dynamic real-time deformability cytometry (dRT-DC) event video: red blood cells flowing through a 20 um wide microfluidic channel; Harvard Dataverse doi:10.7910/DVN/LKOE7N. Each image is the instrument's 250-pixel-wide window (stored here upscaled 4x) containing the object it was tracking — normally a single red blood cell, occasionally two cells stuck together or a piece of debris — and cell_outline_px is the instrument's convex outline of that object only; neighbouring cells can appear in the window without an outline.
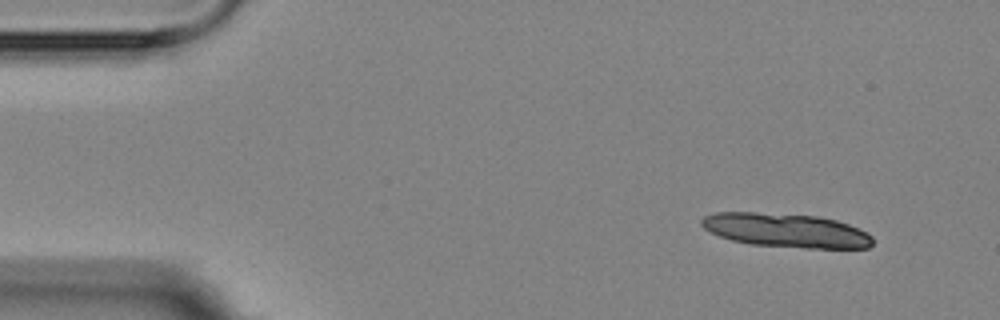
{"species": "Egyptian fruit bat (a non-hibernating species)", "species_latin": "Rousettus aegyptiacus", "temperature_condition": "room temperature", "stored_images_in_passage": 5, "segment_of_instrument_passage": [1, 2], "camera_frame_rate_fps": 3000, "um_per_image_px": 0.085, "animal": {"sex": "female"}, "frame": {"image": 1, "passage_image": 1, "time_ms": 0.0, "image_size_px": [1000, 320], "cell_outline_px": [[872, 244], [868, 248], [804, 248], [752, 244], [732, 240], [720, 236], [704, 228], [700, 224], [700, 220], [704, 216], [712, 212], [756, 212], [820, 216], [836, 220], [860, 228], [868, 232], [872, 236]], "centroid_in_image_um": [66.83, 19.57], "position_along_channel_um": 18.2, "area_um2": 34.04}}